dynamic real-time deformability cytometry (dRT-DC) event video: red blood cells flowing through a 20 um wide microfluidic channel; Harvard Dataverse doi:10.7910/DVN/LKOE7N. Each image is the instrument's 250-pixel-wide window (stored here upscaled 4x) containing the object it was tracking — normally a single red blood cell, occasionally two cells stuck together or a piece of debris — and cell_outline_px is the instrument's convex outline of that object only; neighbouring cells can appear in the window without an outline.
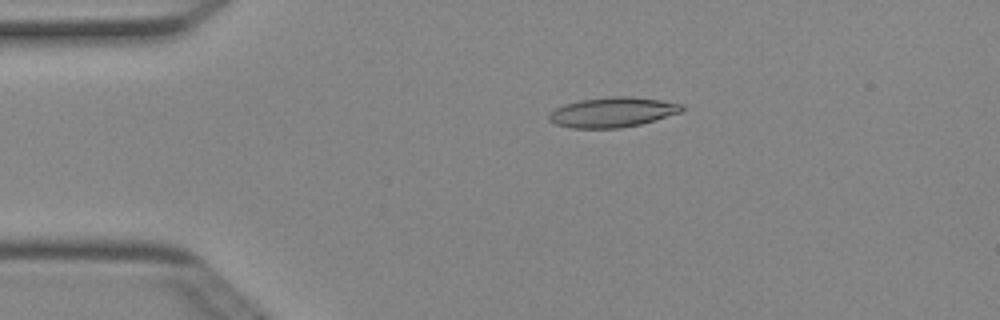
{"species": "Egyptian fruit bat (a non-hibernating species)", "species_latin": "Rousettus aegyptiacus", "temperature_condition": "cold", "stored_images_in_passage": 50, "camera_frame_rate_fps": 3000, "um_per_image_px": 0.085, "animal": {"sex": "female"}, "frame": {"image": 1, "passage_image": 10, "time_ms": 3.0, "image_size_px": [1000, 320], "cell_outline_px": [[684, 108], [680, 112], [656, 120], [640, 124], [620, 128], [572, 128], [556, 124], [548, 120], [548, 116], [556, 108], [564, 104], [580, 100], [612, 96], [628, 96], [660, 100], [684, 104]], "centroid_in_image_um": [52.07, 9.54], "position_along_channel_um": 32.9, "area_um2": 23.12}}
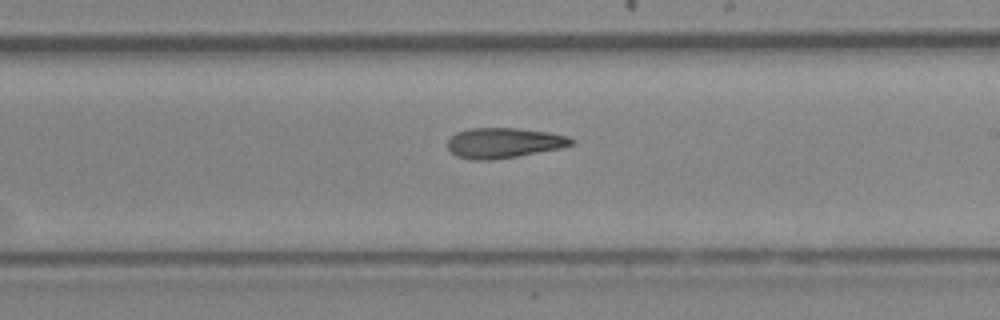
{"frame": {"image": 2, "passage_image": 29, "time_ms": 9.333, "image_size_px": [1000, 320], "cell_outline_px": [[576, 140], [572, 144], [560, 148], [516, 156], [492, 160], [476, 160], [456, 156], [448, 148], [448, 140], [456, 132], [468, 128], [516, 128], [548, 132], [568, 136]], "centroid_in_image_um": [42.81, 12.14], "position_along_channel_um": 246.2, "area_um2": 21.68}}
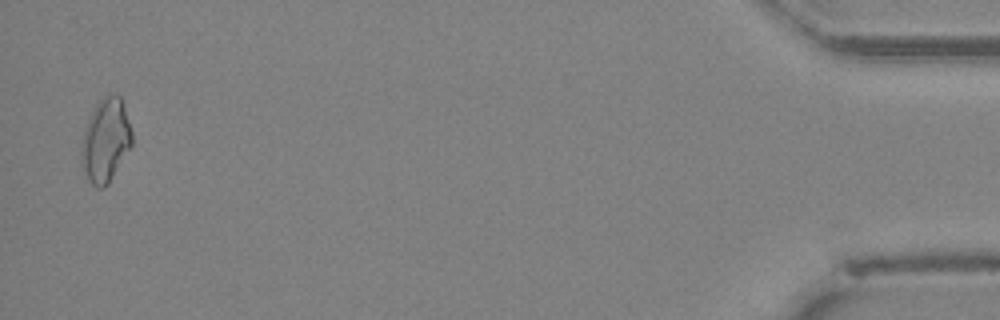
{"frame": {"image": 3, "passage_image": 49, "time_ms": 16.0, "image_size_px": [1000, 320], "cell_outline_px": [[132, 144], [108, 184], [104, 188], [96, 188], [88, 180], [80, 164], [80, 152], [84, 128], [96, 104], [104, 96], [120, 96], [132, 132]], "centroid_in_image_um": [8.94, 11.99], "position_along_channel_um": 426.3, "area_um2": 24.39}, "authors_computed_cell_mechanics": {"area_um2": 22.253, "velocity_mm_per_s": 4.0336, "shape_relaxation_time_tau1_ms": null, "shape_relaxation_time_tau2_ms": 7.1565, "deformation_change_tau1": null, "deformation_change_tau2": 0.1871}}